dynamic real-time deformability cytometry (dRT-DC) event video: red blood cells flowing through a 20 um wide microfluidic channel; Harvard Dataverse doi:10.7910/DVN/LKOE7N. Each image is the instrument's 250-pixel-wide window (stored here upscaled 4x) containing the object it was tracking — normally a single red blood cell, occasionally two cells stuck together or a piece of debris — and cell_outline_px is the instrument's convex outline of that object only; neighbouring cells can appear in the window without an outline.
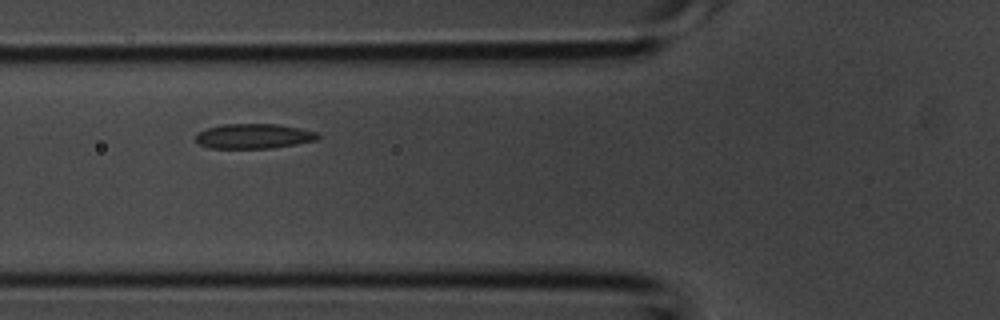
{"species": "common noctule bat (a hibernating species)", "species_latin": "Nyctalus noctula", "temperature_condition": "room temperature", "stored_images_in_passage": 6, "camera_frame_rate_fps": 3000, "um_per_image_px": 0.085, "animal": {"sex": "male", "body_mass_g": 20.1, "forearm_length_mm": 53.5}, "frame": {"image": 1, "passage_image": 5, "time_ms": 1.333, "image_size_px": [1000, 320], "cell_outline_px": [[320, 136], [316, 140], [296, 144], [272, 148], [208, 148], [200, 144], [196, 140], [196, 132], [220, 124], [276, 124], [300, 128], [316, 132]], "centroid_in_image_um": [21.54, 11.57], "position_along_channel_um": 104.3, "area_um2": 17.69}}
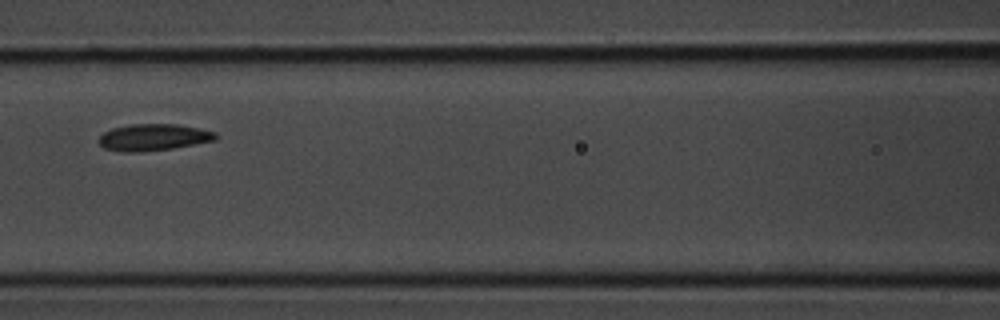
{"frame": {"image": 2, "passage_image": 6, "time_ms": 1.667, "image_size_px": [1000, 320], "cell_outline_px": [[220, 136], [216, 140], [172, 148], [140, 152], [120, 152], [104, 148], [100, 144], [100, 136], [104, 132], [112, 128], [132, 124], [176, 124], [200, 128], [216, 132]], "centroid_in_image_um": [13.07, 11.67], "position_along_channel_um": 153.5, "area_um2": 18.21}}